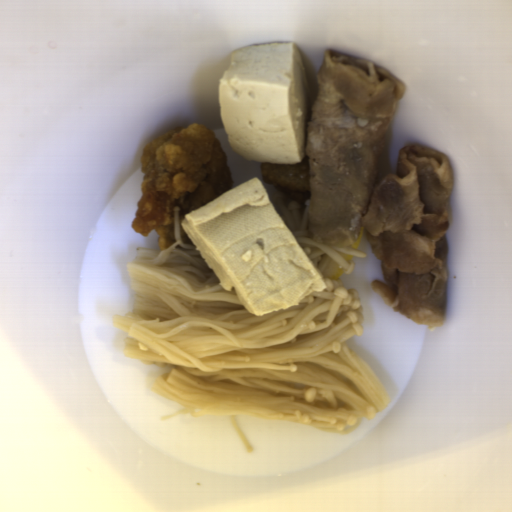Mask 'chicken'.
I'll return each instance as SVG.
<instances>
[{"label":"chicken","instance_id":"1","mask_svg":"<svg viewBox=\"0 0 512 512\" xmlns=\"http://www.w3.org/2000/svg\"><path fill=\"white\" fill-rule=\"evenodd\" d=\"M140 168L142 196L131 226L145 237L154 229L159 252L176 242L175 206L181 239L194 246L182 226L186 214L231 191L234 183L216 133L195 122L154 138L142 150Z\"/></svg>","mask_w":512,"mask_h":512},{"label":"chicken","instance_id":"2","mask_svg":"<svg viewBox=\"0 0 512 512\" xmlns=\"http://www.w3.org/2000/svg\"><path fill=\"white\" fill-rule=\"evenodd\" d=\"M309 157L305 154L297 164L261 163L260 173L263 182L267 185H280L290 191L311 193Z\"/></svg>","mask_w":512,"mask_h":512}]
</instances>
